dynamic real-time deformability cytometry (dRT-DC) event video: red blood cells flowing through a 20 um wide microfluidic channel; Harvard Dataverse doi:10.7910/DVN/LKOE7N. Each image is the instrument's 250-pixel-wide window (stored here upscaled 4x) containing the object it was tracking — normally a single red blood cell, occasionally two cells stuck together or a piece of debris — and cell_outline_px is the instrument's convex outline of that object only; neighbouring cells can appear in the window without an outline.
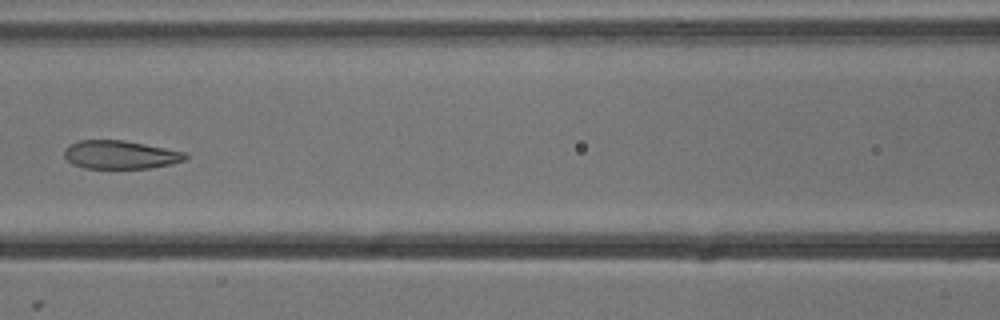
{"species": "common noctule bat (a hibernating species)", "species_latin": "Nyctalus noctula", "temperature_condition": "cold", "stored_images_in_passage": 8, "camera_frame_rate_fps": 3000, "um_per_image_px": 0.085, "animal": {"sex": "male", "body_mass_g": 13.3}, "frame": {"image": 1, "passage_image": 4, "time_ms": 1.0, "image_size_px": [1000, 320], "cell_outline_px": [[188, 156], [184, 160], [172, 164], [148, 168], [84, 168], [72, 164], [64, 156], [64, 148], [80, 140], [124, 140], [188, 152]], "centroid_in_image_um": [10.25, 13.15], "position_along_channel_um": 156.4, "area_um2": 20.06}}
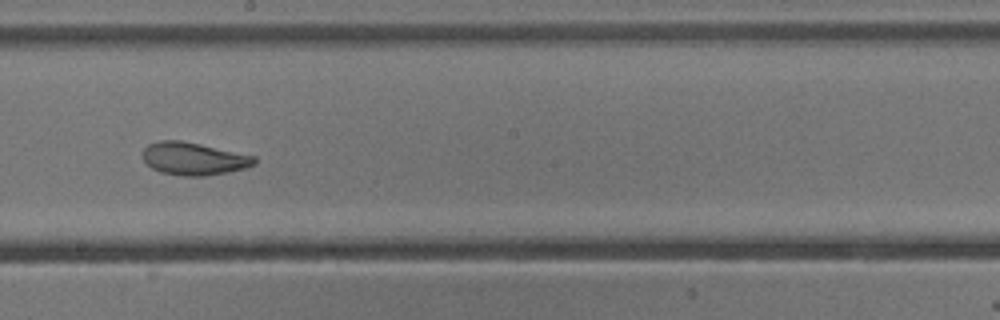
{"frame": {"image": 2, "passage_image": 6, "time_ms": 1.667, "image_size_px": [1000, 320], "cell_outline_px": [[256, 164], [244, 168], [228, 172], [204, 176], [180, 176], [160, 172], [152, 168], [144, 160], [144, 148], [148, 144], [160, 140], [180, 140], [200, 144], [256, 156]], "centroid_in_image_um": [16.47, 13.49], "position_along_channel_um": 231.7, "area_um2": 21.21}}
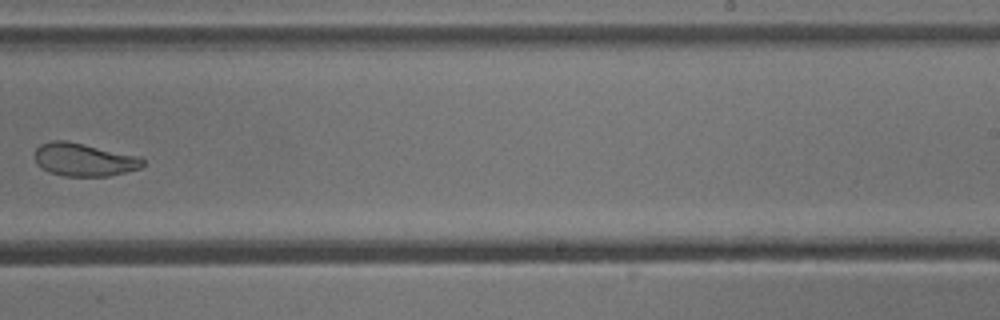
{"frame": {"image": 3, "passage_image": 7, "time_ms": 2.0, "image_size_px": [1000, 320], "cell_outline_px": [[144, 164], [140, 168], [108, 176], [64, 176], [48, 172], [36, 164], [36, 148], [40, 144], [52, 140], [64, 140], [84, 144], [140, 156], [144, 160]], "centroid_in_image_um": [7.13, 13.57], "position_along_channel_um": 281.9, "area_um2": 20.75}}